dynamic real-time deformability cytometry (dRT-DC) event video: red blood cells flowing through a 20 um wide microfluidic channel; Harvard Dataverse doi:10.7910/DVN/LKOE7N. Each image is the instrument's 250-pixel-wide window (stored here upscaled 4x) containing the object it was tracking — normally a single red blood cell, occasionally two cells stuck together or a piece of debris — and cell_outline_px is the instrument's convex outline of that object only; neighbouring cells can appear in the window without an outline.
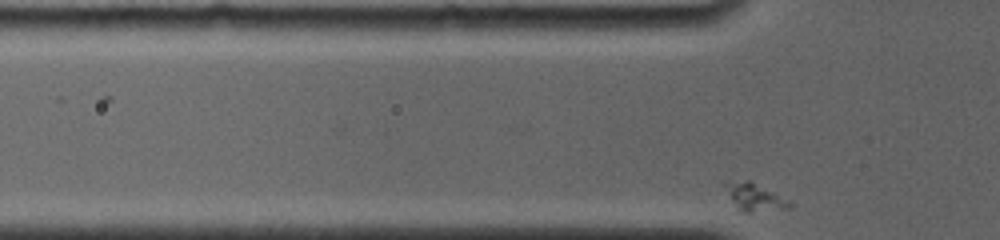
{"species": "common noctule bat (a hibernating species)", "species_latin": "Nyctalus noctula", "temperature_condition": "room temperature", "stored_images_in_passage": 5, "camera_frame_rate_fps": 4000, "um_per_image_px": 0.085, "animal": {"sex": "female", "body_mass_g": 19.0, "forearm_length_mm": 56.7}, "frame": {"image": 1, "passage_image": 5, "time_ms": 2.5, "image_size_px": [1000, 240], "cell_outline_px": [[792, 208], [748, 212], [744, 212], [732, 200], [720, 184], [724, 180], [748, 180], [792, 200]], "centroid_in_image_um": [64.13, 16.7], "position_along_channel_um": 61.7, "area_um2": 10.52}}